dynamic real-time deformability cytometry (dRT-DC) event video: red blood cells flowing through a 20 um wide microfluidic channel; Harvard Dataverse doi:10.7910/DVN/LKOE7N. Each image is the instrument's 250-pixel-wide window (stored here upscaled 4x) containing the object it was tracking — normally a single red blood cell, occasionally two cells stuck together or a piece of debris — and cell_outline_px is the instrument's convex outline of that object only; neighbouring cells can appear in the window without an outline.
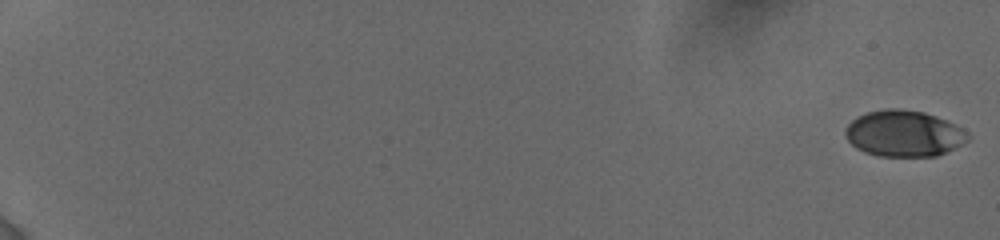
{"species": "human", "species_latin": "Homo sapiens", "temperature_condition": "cold", "stored_images_in_passage": 68, "camera_frame_rate_fps": 3000, "um_per_image_px": 0.085, "donor": {"sex": "female"}, "frame": {"image": 1, "passage_image": 1, "time_ms": 0.0, "image_size_px": [1000, 240], "cell_outline_px": [[972, 136], [968, 140], [956, 148], [936, 156], [876, 156], [864, 152], [856, 148], [848, 140], [844, 132], [848, 124], [852, 120], [868, 112], [888, 108], [900, 108], [924, 112], [936, 116], [960, 128]], "centroid_in_image_um": [76.83, 11.36], "position_along_channel_um": 8.2, "area_um2": 32.89}}
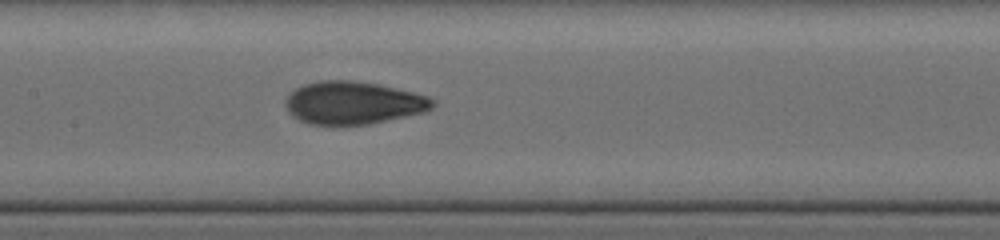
{"frame": {"image": 2, "passage_image": 41, "time_ms": 10.333, "image_size_px": [1000, 240], "cell_outline_px": [[436, 104], [432, 108], [424, 112], [368, 124], [308, 124], [292, 116], [288, 112], [284, 104], [284, 100], [288, 92], [304, 84], [320, 80], [352, 80], [380, 84], [428, 96], [436, 100]], "centroid_in_image_um": [29.99, 8.72], "position_along_channel_um": 177.4, "area_um2": 36.82}}
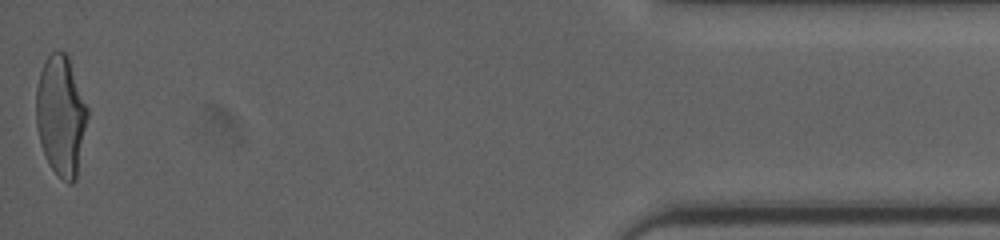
{"frame": {"image": 3, "passage_image": 67, "time_ms": 18.667, "image_size_px": [1000, 240], "cell_outline_px": [[88, 116], [76, 180], [72, 184], [68, 184], [48, 164], [44, 156], [40, 144], [36, 128], [36, 88], [40, 72], [44, 60], [52, 52], [64, 52], [68, 56], [88, 108]], "centroid_in_image_um": [5.17, 9.84], "position_along_channel_um": 430.0, "area_um2": 36.07}, "authors_computed_cell_mechanics": {"area_um2": 35.0268, "velocity_mm_per_s": 3.856, "shape_relaxation_time_tau1_ms": 5.2121, "shape_relaxation_time_tau2_ms": 0.9184, "deformation_change_tau1": 0.1853, "deformation_change_tau2": 0.0649}}